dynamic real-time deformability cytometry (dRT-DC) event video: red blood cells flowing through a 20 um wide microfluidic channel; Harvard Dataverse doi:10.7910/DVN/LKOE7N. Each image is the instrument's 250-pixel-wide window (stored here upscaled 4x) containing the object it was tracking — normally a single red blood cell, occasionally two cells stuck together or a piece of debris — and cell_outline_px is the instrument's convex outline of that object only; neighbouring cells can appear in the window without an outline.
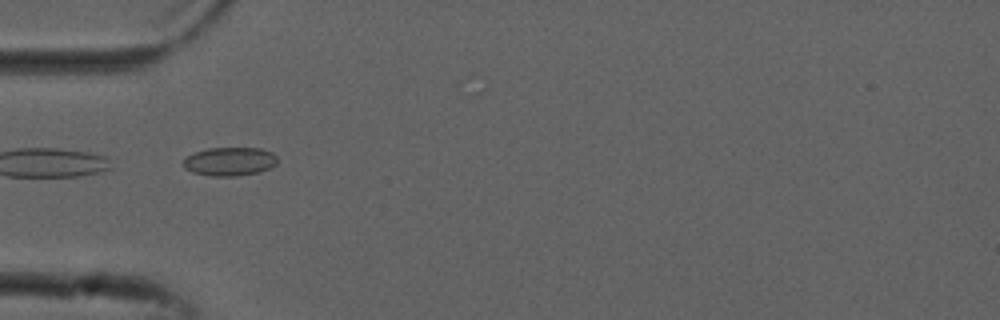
{"species": "common noctule bat (a hibernating species)", "species_latin": "Nyctalus noctula", "temperature_condition": "cold", "stored_images_in_passage": 35, "camera_frame_rate_fps": 3000, "um_per_image_px": 0.085, "animal": {"sex": "male", "forearm_length_mm": 52.5}, "frame": {"image": 1, "passage_image": 1, "time_ms": 0.0, "image_size_px": [1000, 320], "cell_outline_px": [[276, 164], [260, 172], [236, 176], [212, 176], [192, 172], [184, 168], [184, 160], [188, 156], [196, 152], [208, 148], [260, 148], [272, 152], [276, 156]], "centroid_in_image_um": [19.53, 13.73], "position_along_channel_um": 65.5, "area_um2": 15.55}}
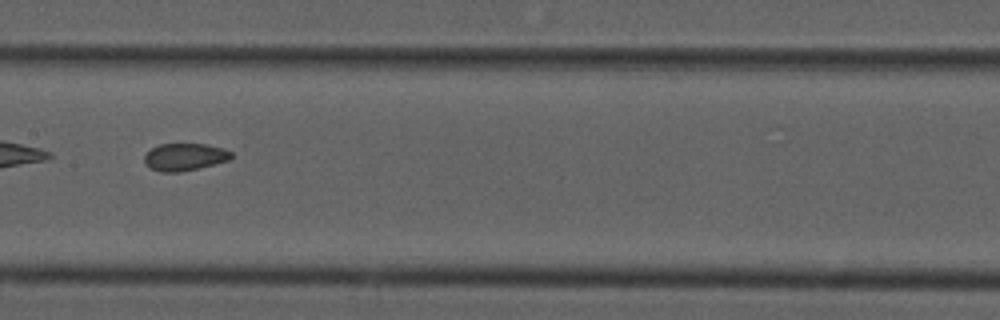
{"frame": {"image": 2, "passage_image": 11, "time_ms": 3.333, "image_size_px": [1000, 320], "cell_outline_px": [[232, 156], [228, 160], [180, 172], [160, 172], [144, 164], [144, 156], [152, 148], [160, 144], [204, 144], [224, 148], [232, 152]], "centroid_in_image_um": [15.68, 13.33], "position_along_channel_um": 191.7, "area_um2": 13.64}, "authors_computed_cell_mechanics": {"area_um2": 14.6234, "velocity_mm_per_s": 3.7988, "shape_relaxation_time_tau1_ms": null, "shape_relaxation_time_tau2_ms": 2.5175, "deformation_change_tau1": null, "deformation_change_tau2": 0.0743}}